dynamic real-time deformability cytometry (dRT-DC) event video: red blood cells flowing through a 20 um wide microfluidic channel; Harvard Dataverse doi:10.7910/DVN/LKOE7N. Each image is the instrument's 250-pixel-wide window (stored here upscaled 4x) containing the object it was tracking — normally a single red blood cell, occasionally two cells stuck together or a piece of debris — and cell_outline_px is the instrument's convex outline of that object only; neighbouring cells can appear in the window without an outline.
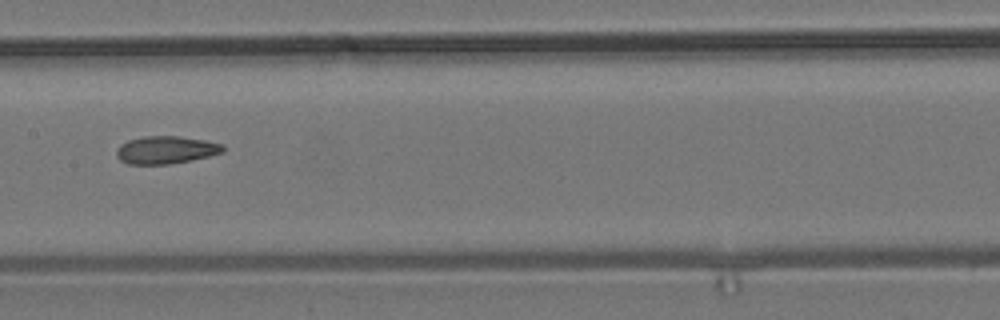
{"species": "common noctule bat (a hibernating species)", "species_latin": "Nyctalus noctula", "temperature_condition": "room temperature", "stored_images_in_passage": 6, "camera_frame_rate_fps": 3000, "um_per_image_px": 0.085, "animal": {"sex": "male", "body_mass_g": 19.2, "forearm_length_mm": 51.8}, "frame": {"image": 1, "passage_image": 6, "time_ms": 7.333, "image_size_px": [1000, 320], "cell_outline_px": [[224, 152], [192, 160], [168, 164], [128, 164], [120, 160], [116, 156], [116, 148], [120, 144], [128, 140], [144, 136], [180, 136], [204, 140], [224, 144]], "centroid_in_image_um": [14.09, 12.74], "position_along_channel_um": 193.3, "area_um2": 17.28}}